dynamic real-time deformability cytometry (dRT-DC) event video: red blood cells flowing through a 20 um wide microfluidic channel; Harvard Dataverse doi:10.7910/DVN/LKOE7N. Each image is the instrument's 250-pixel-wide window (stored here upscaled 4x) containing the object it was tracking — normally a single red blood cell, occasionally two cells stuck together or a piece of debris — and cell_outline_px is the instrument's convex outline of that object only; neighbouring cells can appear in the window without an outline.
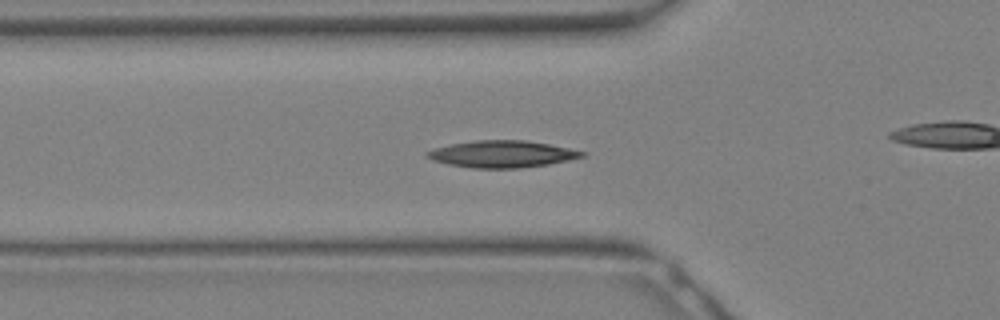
{"species": "Egyptian fruit bat (a non-hibernating species)", "species_latin": "Rousettus aegyptiacus", "temperature_condition": "warm", "stored_images_in_passage": 26, "camera_frame_rate_fps": 3000, "um_per_image_px": 0.085, "animal": {"sex": "female"}, "frame": {"image": 1, "passage_image": 8, "time_ms": 2.333, "image_size_px": [1000, 320], "cell_outline_px": [[584, 156], [568, 160], [548, 164], [520, 168], [472, 168], [448, 164], [432, 160], [424, 156], [424, 152], [432, 148], [452, 144], [476, 140], [524, 140], [548, 144], [568, 148], [584, 152]], "centroid_in_image_um": [42.59, 13.09], "position_along_channel_um": 83.2, "area_um2": 24.16}}
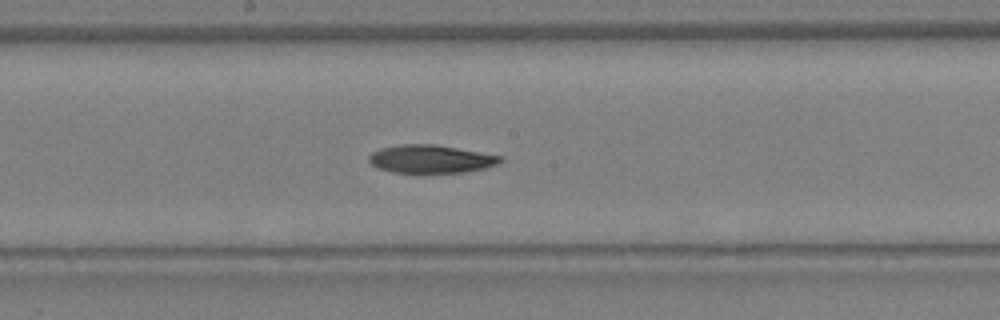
{"frame": {"image": 2, "passage_image": 14, "time_ms": 4.333, "image_size_px": [1000, 320], "cell_outline_px": [[504, 160], [496, 164], [484, 168], [464, 172], [392, 172], [380, 168], [372, 164], [368, 160], [368, 156], [372, 152], [380, 148], [400, 144], [436, 144], [504, 156]], "centroid_in_image_um": [36.63, 13.5], "position_along_channel_um": 211.6, "area_um2": 21.44}}
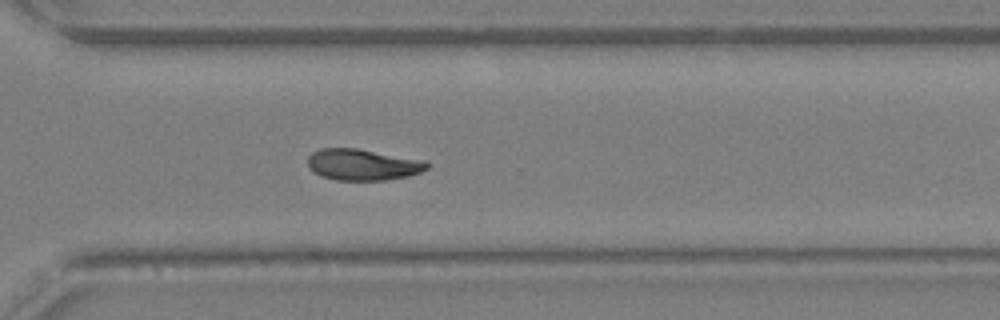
{"frame": {"image": 3, "passage_image": 20, "time_ms": 6.333, "image_size_px": [1000, 320], "cell_outline_px": [[432, 164], [428, 168], [420, 172], [408, 176], [384, 180], [336, 180], [320, 176], [312, 172], [308, 168], [308, 156], [312, 152], [320, 148], [356, 148], [424, 160]], "centroid_in_image_um": [30.81, 13.99], "position_along_channel_um": 339.8, "area_um2": 21.91}}